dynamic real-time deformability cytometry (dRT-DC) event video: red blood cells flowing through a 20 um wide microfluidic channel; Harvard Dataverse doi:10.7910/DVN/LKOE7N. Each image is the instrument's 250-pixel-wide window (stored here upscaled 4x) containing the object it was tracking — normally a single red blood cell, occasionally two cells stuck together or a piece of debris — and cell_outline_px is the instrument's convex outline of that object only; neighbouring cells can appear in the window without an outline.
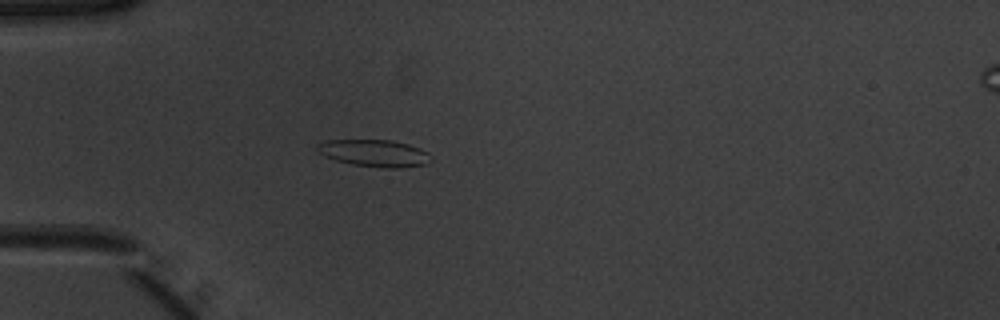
{"species": "common noctule bat (a hibernating species)", "species_latin": "Nyctalus noctula", "temperature_condition": "warm", "stored_images_in_passage": 51, "camera_frame_rate_fps": 3000, "um_per_image_px": 0.085, "animal": {"sex": "male", "body_mass_g": 20.1, "forearm_length_mm": 53.5}, "frame": {"image": 1, "passage_image": 15, "time_ms": 4.667, "image_size_px": [1000, 320], "cell_outline_px": [[432, 160], [428, 164], [400, 168], [380, 168], [352, 164], [336, 160], [324, 156], [316, 152], [316, 144], [324, 140], [392, 140], [408, 144], [420, 148], [428, 152], [432, 156]], "centroid_in_image_um": [31.83, 13.02], "position_along_channel_um": 53.2, "area_um2": 18.26}}
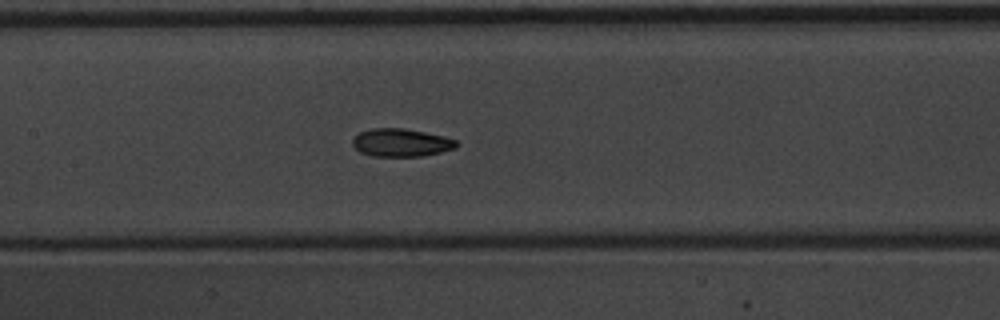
{"frame": {"image": 2, "passage_image": 25, "time_ms": 8.0, "image_size_px": [1000, 320], "cell_outline_px": [[460, 144], [456, 148], [424, 156], [372, 156], [360, 152], [352, 144], [352, 140], [360, 132], [372, 128], [404, 128], [444, 136], [456, 140]], "centroid_in_image_um": [34.12, 12.12], "position_along_channel_um": 173.3, "area_um2": 16.94}}
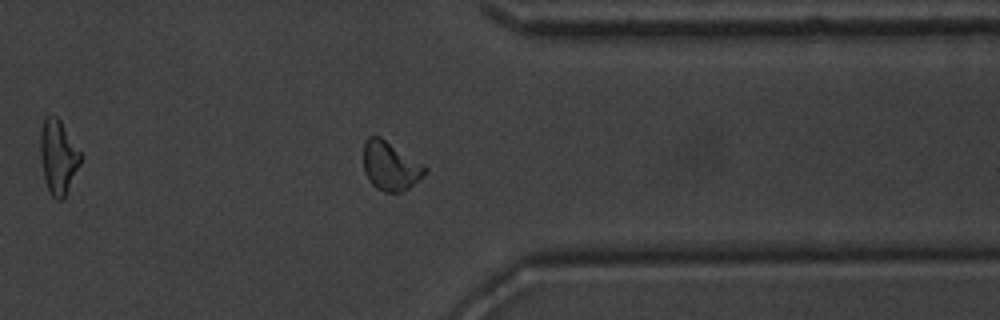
{"frame": {"image": 3, "passage_image": 41, "time_ms": 13.333, "image_size_px": [1000, 320], "cell_outline_px": [[428, 168], [408, 188], [400, 192], [384, 192], [376, 188], [368, 180], [364, 172], [364, 144], [368, 136], [380, 136], [424, 164]], "centroid_in_image_um": [33.14, 14.09], "position_along_channel_um": 378.3, "area_um2": 17.28}, "authors_computed_cell_mechanics": {"area_um2": 17.2244, "velocity_mm_per_s": 3.9263, "shape_relaxation_time_tau1_ms": 3.3128, "shape_relaxation_time_tau2_ms": 2.5594, "deformation_change_tau1": 0.1293, "deformation_change_tau2": 0.071}}